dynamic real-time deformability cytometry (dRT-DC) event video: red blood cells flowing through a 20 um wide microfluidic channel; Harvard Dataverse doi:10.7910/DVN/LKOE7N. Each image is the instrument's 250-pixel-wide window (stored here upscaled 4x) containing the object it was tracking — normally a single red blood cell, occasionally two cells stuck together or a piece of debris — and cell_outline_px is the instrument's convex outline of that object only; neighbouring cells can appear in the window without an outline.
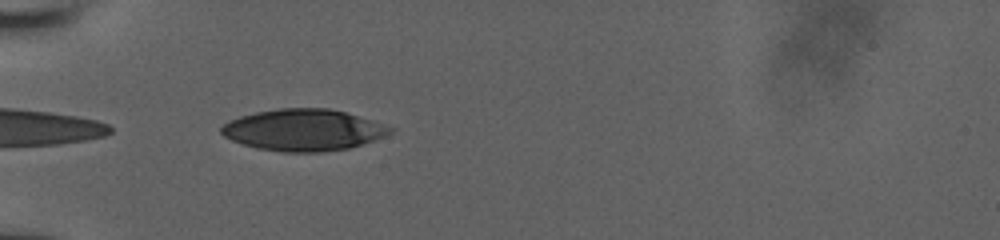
{"species": "human", "species_latin": "Homo sapiens", "temperature_condition": "room temperature", "stored_images_in_passage": 3, "camera_frame_rate_fps": 3000, "um_per_image_px": 0.085, "donor": {"sex": "male"}, "frame": {"image": 1, "passage_image": 2, "time_ms": 0.333, "image_size_px": [1000, 240], "cell_outline_px": [[396, 128], [392, 132], [384, 136], [348, 148], [320, 152], [284, 152], [256, 148], [232, 140], [224, 136], [220, 132], [220, 128], [228, 120], [240, 116], [256, 112], [280, 108], [328, 108], [344, 112], [372, 120]], "centroid_in_image_um": [25.77, 11.04], "position_along_channel_um": 59.2, "area_um2": 40.69}}